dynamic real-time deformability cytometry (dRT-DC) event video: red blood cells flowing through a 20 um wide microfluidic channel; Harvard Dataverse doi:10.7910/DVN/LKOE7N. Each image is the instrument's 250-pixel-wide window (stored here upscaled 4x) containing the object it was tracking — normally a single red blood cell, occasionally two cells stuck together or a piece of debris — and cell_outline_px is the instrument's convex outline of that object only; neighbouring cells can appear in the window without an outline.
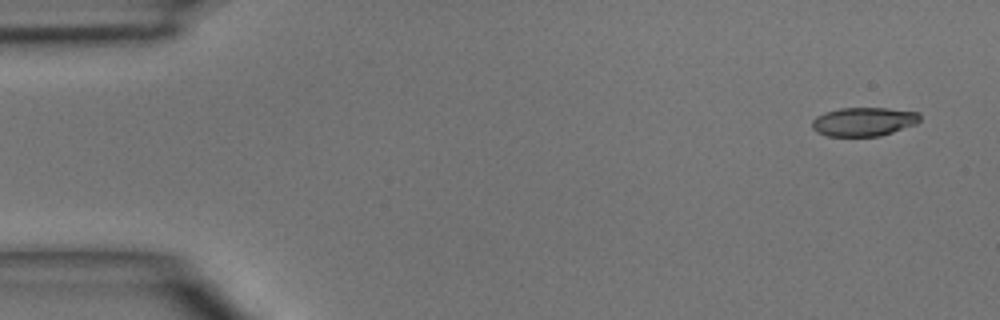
{"species": "common noctule bat (a hibernating species)", "species_latin": "Nyctalus noctula", "temperature_condition": "room temperature", "stored_images_in_passage": 6, "camera_frame_rate_fps": 3000, "um_per_image_px": 0.085, "animal": {"sex": "male", "body_mass_g": 15.6}, "frame": {"image": 1, "passage_image": 1, "time_ms": 0.0, "image_size_px": [1000, 320], "cell_outline_px": [[920, 120], [916, 124], [880, 136], [828, 136], [816, 132], [812, 128], [812, 120], [816, 116], [824, 112], [840, 108], [888, 108], [920, 112]], "centroid_in_image_um": [73.41, 10.34], "position_along_channel_um": 11.6, "area_um2": 18.21}}